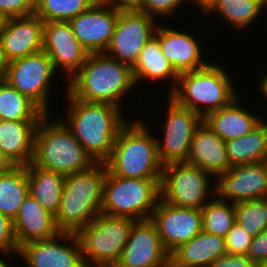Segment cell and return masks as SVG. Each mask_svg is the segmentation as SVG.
Listing matches in <instances>:
<instances>
[{
  "instance_id": "obj_19",
  "label": "cell",
  "mask_w": 267,
  "mask_h": 267,
  "mask_svg": "<svg viewBox=\"0 0 267 267\" xmlns=\"http://www.w3.org/2000/svg\"><path fill=\"white\" fill-rule=\"evenodd\" d=\"M44 22L35 14L6 19L0 40L9 61L42 51Z\"/></svg>"
},
{
  "instance_id": "obj_23",
  "label": "cell",
  "mask_w": 267,
  "mask_h": 267,
  "mask_svg": "<svg viewBox=\"0 0 267 267\" xmlns=\"http://www.w3.org/2000/svg\"><path fill=\"white\" fill-rule=\"evenodd\" d=\"M38 123L0 120V151L12 166H27L32 162Z\"/></svg>"
},
{
  "instance_id": "obj_40",
  "label": "cell",
  "mask_w": 267,
  "mask_h": 267,
  "mask_svg": "<svg viewBox=\"0 0 267 267\" xmlns=\"http://www.w3.org/2000/svg\"><path fill=\"white\" fill-rule=\"evenodd\" d=\"M255 263L246 255H230L219 257L208 267H254Z\"/></svg>"
},
{
  "instance_id": "obj_35",
  "label": "cell",
  "mask_w": 267,
  "mask_h": 267,
  "mask_svg": "<svg viewBox=\"0 0 267 267\" xmlns=\"http://www.w3.org/2000/svg\"><path fill=\"white\" fill-rule=\"evenodd\" d=\"M252 236L237 222L225 236L226 253L230 255H246L251 245Z\"/></svg>"
},
{
  "instance_id": "obj_24",
  "label": "cell",
  "mask_w": 267,
  "mask_h": 267,
  "mask_svg": "<svg viewBox=\"0 0 267 267\" xmlns=\"http://www.w3.org/2000/svg\"><path fill=\"white\" fill-rule=\"evenodd\" d=\"M225 238L201 231L170 253V260L180 267H208L225 256Z\"/></svg>"
},
{
  "instance_id": "obj_15",
  "label": "cell",
  "mask_w": 267,
  "mask_h": 267,
  "mask_svg": "<svg viewBox=\"0 0 267 267\" xmlns=\"http://www.w3.org/2000/svg\"><path fill=\"white\" fill-rule=\"evenodd\" d=\"M42 50L70 80L85 64L89 52L79 43L69 21L44 22Z\"/></svg>"
},
{
  "instance_id": "obj_42",
  "label": "cell",
  "mask_w": 267,
  "mask_h": 267,
  "mask_svg": "<svg viewBox=\"0 0 267 267\" xmlns=\"http://www.w3.org/2000/svg\"><path fill=\"white\" fill-rule=\"evenodd\" d=\"M9 60L6 58L2 42L0 40V78L4 79L8 70Z\"/></svg>"
},
{
  "instance_id": "obj_36",
  "label": "cell",
  "mask_w": 267,
  "mask_h": 267,
  "mask_svg": "<svg viewBox=\"0 0 267 267\" xmlns=\"http://www.w3.org/2000/svg\"><path fill=\"white\" fill-rule=\"evenodd\" d=\"M35 13V0H0V15L4 19L27 17Z\"/></svg>"
},
{
  "instance_id": "obj_49",
  "label": "cell",
  "mask_w": 267,
  "mask_h": 267,
  "mask_svg": "<svg viewBox=\"0 0 267 267\" xmlns=\"http://www.w3.org/2000/svg\"><path fill=\"white\" fill-rule=\"evenodd\" d=\"M254 267H267V262L255 263V266Z\"/></svg>"
},
{
  "instance_id": "obj_22",
  "label": "cell",
  "mask_w": 267,
  "mask_h": 267,
  "mask_svg": "<svg viewBox=\"0 0 267 267\" xmlns=\"http://www.w3.org/2000/svg\"><path fill=\"white\" fill-rule=\"evenodd\" d=\"M186 162L198 166L211 175L226 173L231 168L225 141L204 122L194 132Z\"/></svg>"
},
{
  "instance_id": "obj_14",
  "label": "cell",
  "mask_w": 267,
  "mask_h": 267,
  "mask_svg": "<svg viewBox=\"0 0 267 267\" xmlns=\"http://www.w3.org/2000/svg\"><path fill=\"white\" fill-rule=\"evenodd\" d=\"M61 238L62 241L70 240V244L60 243ZM18 255L27 267H86L80 241L72 232H60L49 239L25 243L20 246Z\"/></svg>"
},
{
  "instance_id": "obj_30",
  "label": "cell",
  "mask_w": 267,
  "mask_h": 267,
  "mask_svg": "<svg viewBox=\"0 0 267 267\" xmlns=\"http://www.w3.org/2000/svg\"><path fill=\"white\" fill-rule=\"evenodd\" d=\"M45 113L4 79L0 81V120L40 121Z\"/></svg>"
},
{
  "instance_id": "obj_9",
  "label": "cell",
  "mask_w": 267,
  "mask_h": 267,
  "mask_svg": "<svg viewBox=\"0 0 267 267\" xmlns=\"http://www.w3.org/2000/svg\"><path fill=\"white\" fill-rule=\"evenodd\" d=\"M211 176L188 162L166 164L160 183L161 199L176 207L202 209L209 202L208 194L213 195Z\"/></svg>"
},
{
  "instance_id": "obj_48",
  "label": "cell",
  "mask_w": 267,
  "mask_h": 267,
  "mask_svg": "<svg viewBox=\"0 0 267 267\" xmlns=\"http://www.w3.org/2000/svg\"><path fill=\"white\" fill-rule=\"evenodd\" d=\"M0 267H9V264H7L4 259L2 260V258H0Z\"/></svg>"
},
{
  "instance_id": "obj_2",
  "label": "cell",
  "mask_w": 267,
  "mask_h": 267,
  "mask_svg": "<svg viewBox=\"0 0 267 267\" xmlns=\"http://www.w3.org/2000/svg\"><path fill=\"white\" fill-rule=\"evenodd\" d=\"M68 82L67 92L73 98L119 108L121 97L136 87L132 67L104 52L89 53L85 64Z\"/></svg>"
},
{
  "instance_id": "obj_3",
  "label": "cell",
  "mask_w": 267,
  "mask_h": 267,
  "mask_svg": "<svg viewBox=\"0 0 267 267\" xmlns=\"http://www.w3.org/2000/svg\"><path fill=\"white\" fill-rule=\"evenodd\" d=\"M105 163L66 175L60 206L54 216L61 232L77 233L101 213Z\"/></svg>"
},
{
  "instance_id": "obj_13",
  "label": "cell",
  "mask_w": 267,
  "mask_h": 267,
  "mask_svg": "<svg viewBox=\"0 0 267 267\" xmlns=\"http://www.w3.org/2000/svg\"><path fill=\"white\" fill-rule=\"evenodd\" d=\"M214 176H218L215 185L213 184L216 200L228 202L230 200L232 204H236L267 198V161L233 166L226 173Z\"/></svg>"
},
{
  "instance_id": "obj_39",
  "label": "cell",
  "mask_w": 267,
  "mask_h": 267,
  "mask_svg": "<svg viewBox=\"0 0 267 267\" xmlns=\"http://www.w3.org/2000/svg\"><path fill=\"white\" fill-rule=\"evenodd\" d=\"M246 256L254 263L267 262V229L252 238Z\"/></svg>"
},
{
  "instance_id": "obj_8",
  "label": "cell",
  "mask_w": 267,
  "mask_h": 267,
  "mask_svg": "<svg viewBox=\"0 0 267 267\" xmlns=\"http://www.w3.org/2000/svg\"><path fill=\"white\" fill-rule=\"evenodd\" d=\"M135 222L128 217H112L100 213L81 228L76 234L82 247L85 266L114 267Z\"/></svg>"
},
{
  "instance_id": "obj_5",
  "label": "cell",
  "mask_w": 267,
  "mask_h": 267,
  "mask_svg": "<svg viewBox=\"0 0 267 267\" xmlns=\"http://www.w3.org/2000/svg\"><path fill=\"white\" fill-rule=\"evenodd\" d=\"M48 115L41 118L36 128L32 163L65 176L93 166L96 162L64 122L58 119L51 124Z\"/></svg>"
},
{
  "instance_id": "obj_26",
  "label": "cell",
  "mask_w": 267,
  "mask_h": 267,
  "mask_svg": "<svg viewBox=\"0 0 267 267\" xmlns=\"http://www.w3.org/2000/svg\"><path fill=\"white\" fill-rule=\"evenodd\" d=\"M230 166L267 161V122L263 120L246 135L225 141Z\"/></svg>"
},
{
  "instance_id": "obj_44",
  "label": "cell",
  "mask_w": 267,
  "mask_h": 267,
  "mask_svg": "<svg viewBox=\"0 0 267 267\" xmlns=\"http://www.w3.org/2000/svg\"><path fill=\"white\" fill-rule=\"evenodd\" d=\"M12 165L6 160L0 151V173L8 170Z\"/></svg>"
},
{
  "instance_id": "obj_10",
  "label": "cell",
  "mask_w": 267,
  "mask_h": 267,
  "mask_svg": "<svg viewBox=\"0 0 267 267\" xmlns=\"http://www.w3.org/2000/svg\"><path fill=\"white\" fill-rule=\"evenodd\" d=\"M55 72L52 61L42 50L10 61L4 80L49 114L48 93Z\"/></svg>"
},
{
  "instance_id": "obj_31",
  "label": "cell",
  "mask_w": 267,
  "mask_h": 267,
  "mask_svg": "<svg viewBox=\"0 0 267 267\" xmlns=\"http://www.w3.org/2000/svg\"><path fill=\"white\" fill-rule=\"evenodd\" d=\"M263 8H267V0H216L205 14L217 12L233 27L241 30L259 18Z\"/></svg>"
},
{
  "instance_id": "obj_46",
  "label": "cell",
  "mask_w": 267,
  "mask_h": 267,
  "mask_svg": "<svg viewBox=\"0 0 267 267\" xmlns=\"http://www.w3.org/2000/svg\"><path fill=\"white\" fill-rule=\"evenodd\" d=\"M161 267H180V266L175 265L171 260H169L165 265Z\"/></svg>"
},
{
  "instance_id": "obj_47",
  "label": "cell",
  "mask_w": 267,
  "mask_h": 267,
  "mask_svg": "<svg viewBox=\"0 0 267 267\" xmlns=\"http://www.w3.org/2000/svg\"><path fill=\"white\" fill-rule=\"evenodd\" d=\"M5 20L1 15H0V34L2 33V29L5 23Z\"/></svg>"
},
{
  "instance_id": "obj_1",
  "label": "cell",
  "mask_w": 267,
  "mask_h": 267,
  "mask_svg": "<svg viewBox=\"0 0 267 267\" xmlns=\"http://www.w3.org/2000/svg\"><path fill=\"white\" fill-rule=\"evenodd\" d=\"M66 95L69 108L67 120L62 121L95 162L105 163L111 156L119 130L128 121L116 105L85 102L68 92Z\"/></svg>"
},
{
  "instance_id": "obj_16",
  "label": "cell",
  "mask_w": 267,
  "mask_h": 267,
  "mask_svg": "<svg viewBox=\"0 0 267 267\" xmlns=\"http://www.w3.org/2000/svg\"><path fill=\"white\" fill-rule=\"evenodd\" d=\"M150 220L156 225L160 239L169 253L202 231L201 209L176 207L161 198Z\"/></svg>"
},
{
  "instance_id": "obj_6",
  "label": "cell",
  "mask_w": 267,
  "mask_h": 267,
  "mask_svg": "<svg viewBox=\"0 0 267 267\" xmlns=\"http://www.w3.org/2000/svg\"><path fill=\"white\" fill-rule=\"evenodd\" d=\"M230 79L222 66L208 63L203 68L179 74L177 85L169 96L204 118L239 97Z\"/></svg>"
},
{
  "instance_id": "obj_33",
  "label": "cell",
  "mask_w": 267,
  "mask_h": 267,
  "mask_svg": "<svg viewBox=\"0 0 267 267\" xmlns=\"http://www.w3.org/2000/svg\"><path fill=\"white\" fill-rule=\"evenodd\" d=\"M98 0H35V15L48 21H70Z\"/></svg>"
},
{
  "instance_id": "obj_11",
  "label": "cell",
  "mask_w": 267,
  "mask_h": 267,
  "mask_svg": "<svg viewBox=\"0 0 267 267\" xmlns=\"http://www.w3.org/2000/svg\"><path fill=\"white\" fill-rule=\"evenodd\" d=\"M163 132V142L157 139L158 157L164 166L186 162L196 128L203 122L196 112L169 98V107Z\"/></svg>"
},
{
  "instance_id": "obj_4",
  "label": "cell",
  "mask_w": 267,
  "mask_h": 267,
  "mask_svg": "<svg viewBox=\"0 0 267 267\" xmlns=\"http://www.w3.org/2000/svg\"><path fill=\"white\" fill-rule=\"evenodd\" d=\"M133 122L119 130L111 156L105 162L107 169L122 178L161 179L163 165L158 157L157 138L143 121Z\"/></svg>"
},
{
  "instance_id": "obj_28",
  "label": "cell",
  "mask_w": 267,
  "mask_h": 267,
  "mask_svg": "<svg viewBox=\"0 0 267 267\" xmlns=\"http://www.w3.org/2000/svg\"><path fill=\"white\" fill-rule=\"evenodd\" d=\"M132 72L136 84L143 78H147L149 81L150 79L153 81L172 79L174 83L170 93L175 89L179 77L172 64L162 53L160 44L155 37L144 45L136 63L132 66Z\"/></svg>"
},
{
  "instance_id": "obj_17",
  "label": "cell",
  "mask_w": 267,
  "mask_h": 267,
  "mask_svg": "<svg viewBox=\"0 0 267 267\" xmlns=\"http://www.w3.org/2000/svg\"><path fill=\"white\" fill-rule=\"evenodd\" d=\"M119 11L105 0L96 1L88 10L69 21L79 43L89 53L107 49Z\"/></svg>"
},
{
  "instance_id": "obj_18",
  "label": "cell",
  "mask_w": 267,
  "mask_h": 267,
  "mask_svg": "<svg viewBox=\"0 0 267 267\" xmlns=\"http://www.w3.org/2000/svg\"><path fill=\"white\" fill-rule=\"evenodd\" d=\"M170 260L156 225L150 220L136 221L129 240L114 267H161Z\"/></svg>"
},
{
  "instance_id": "obj_34",
  "label": "cell",
  "mask_w": 267,
  "mask_h": 267,
  "mask_svg": "<svg viewBox=\"0 0 267 267\" xmlns=\"http://www.w3.org/2000/svg\"><path fill=\"white\" fill-rule=\"evenodd\" d=\"M236 222L252 237L267 229V198L234 204Z\"/></svg>"
},
{
  "instance_id": "obj_7",
  "label": "cell",
  "mask_w": 267,
  "mask_h": 267,
  "mask_svg": "<svg viewBox=\"0 0 267 267\" xmlns=\"http://www.w3.org/2000/svg\"><path fill=\"white\" fill-rule=\"evenodd\" d=\"M160 183L161 179L122 178L107 169L101 213L136 221L150 219L161 198Z\"/></svg>"
},
{
  "instance_id": "obj_43",
  "label": "cell",
  "mask_w": 267,
  "mask_h": 267,
  "mask_svg": "<svg viewBox=\"0 0 267 267\" xmlns=\"http://www.w3.org/2000/svg\"><path fill=\"white\" fill-rule=\"evenodd\" d=\"M193 1L200 8V11L205 15V13L213 6L216 0H190Z\"/></svg>"
},
{
  "instance_id": "obj_25",
  "label": "cell",
  "mask_w": 267,
  "mask_h": 267,
  "mask_svg": "<svg viewBox=\"0 0 267 267\" xmlns=\"http://www.w3.org/2000/svg\"><path fill=\"white\" fill-rule=\"evenodd\" d=\"M238 97L230 104L207 114L203 122L224 141L251 132L263 119L238 106Z\"/></svg>"
},
{
  "instance_id": "obj_45",
  "label": "cell",
  "mask_w": 267,
  "mask_h": 267,
  "mask_svg": "<svg viewBox=\"0 0 267 267\" xmlns=\"http://www.w3.org/2000/svg\"><path fill=\"white\" fill-rule=\"evenodd\" d=\"M260 84V91L263 92L265 98H267V74L259 80Z\"/></svg>"
},
{
  "instance_id": "obj_37",
  "label": "cell",
  "mask_w": 267,
  "mask_h": 267,
  "mask_svg": "<svg viewBox=\"0 0 267 267\" xmlns=\"http://www.w3.org/2000/svg\"><path fill=\"white\" fill-rule=\"evenodd\" d=\"M19 245L17 243L13 220L0 213V254H18ZM14 252V253H13Z\"/></svg>"
},
{
  "instance_id": "obj_20",
  "label": "cell",
  "mask_w": 267,
  "mask_h": 267,
  "mask_svg": "<svg viewBox=\"0 0 267 267\" xmlns=\"http://www.w3.org/2000/svg\"><path fill=\"white\" fill-rule=\"evenodd\" d=\"M158 25L154 37L158 40L162 53L178 74L194 71L207 66L201 60V46L192 34Z\"/></svg>"
},
{
  "instance_id": "obj_12",
  "label": "cell",
  "mask_w": 267,
  "mask_h": 267,
  "mask_svg": "<svg viewBox=\"0 0 267 267\" xmlns=\"http://www.w3.org/2000/svg\"><path fill=\"white\" fill-rule=\"evenodd\" d=\"M153 20L140 11L119 12L113 36L104 53L132 67L144 45L155 35L158 25H154Z\"/></svg>"
},
{
  "instance_id": "obj_38",
  "label": "cell",
  "mask_w": 267,
  "mask_h": 267,
  "mask_svg": "<svg viewBox=\"0 0 267 267\" xmlns=\"http://www.w3.org/2000/svg\"><path fill=\"white\" fill-rule=\"evenodd\" d=\"M186 0H144V5L140 12L146 15L156 18L155 16H170L174 14L175 10L180 6L181 3Z\"/></svg>"
},
{
  "instance_id": "obj_32",
  "label": "cell",
  "mask_w": 267,
  "mask_h": 267,
  "mask_svg": "<svg viewBox=\"0 0 267 267\" xmlns=\"http://www.w3.org/2000/svg\"><path fill=\"white\" fill-rule=\"evenodd\" d=\"M202 210V231L225 238L236 223L234 204L212 199Z\"/></svg>"
},
{
  "instance_id": "obj_41",
  "label": "cell",
  "mask_w": 267,
  "mask_h": 267,
  "mask_svg": "<svg viewBox=\"0 0 267 267\" xmlns=\"http://www.w3.org/2000/svg\"><path fill=\"white\" fill-rule=\"evenodd\" d=\"M119 12L141 11L144 0H105Z\"/></svg>"
},
{
  "instance_id": "obj_27",
  "label": "cell",
  "mask_w": 267,
  "mask_h": 267,
  "mask_svg": "<svg viewBox=\"0 0 267 267\" xmlns=\"http://www.w3.org/2000/svg\"><path fill=\"white\" fill-rule=\"evenodd\" d=\"M29 194L41 206L56 215L61 201L63 186L66 176L54 171H49L34 165L32 162L26 166Z\"/></svg>"
},
{
  "instance_id": "obj_21",
  "label": "cell",
  "mask_w": 267,
  "mask_h": 267,
  "mask_svg": "<svg viewBox=\"0 0 267 267\" xmlns=\"http://www.w3.org/2000/svg\"><path fill=\"white\" fill-rule=\"evenodd\" d=\"M13 223L19 247L31 241L52 238L61 232L56 227L54 215L30 194L21 204Z\"/></svg>"
},
{
  "instance_id": "obj_29",
  "label": "cell",
  "mask_w": 267,
  "mask_h": 267,
  "mask_svg": "<svg viewBox=\"0 0 267 267\" xmlns=\"http://www.w3.org/2000/svg\"><path fill=\"white\" fill-rule=\"evenodd\" d=\"M29 195L26 166H11L0 173V213L14 220Z\"/></svg>"
}]
</instances>
